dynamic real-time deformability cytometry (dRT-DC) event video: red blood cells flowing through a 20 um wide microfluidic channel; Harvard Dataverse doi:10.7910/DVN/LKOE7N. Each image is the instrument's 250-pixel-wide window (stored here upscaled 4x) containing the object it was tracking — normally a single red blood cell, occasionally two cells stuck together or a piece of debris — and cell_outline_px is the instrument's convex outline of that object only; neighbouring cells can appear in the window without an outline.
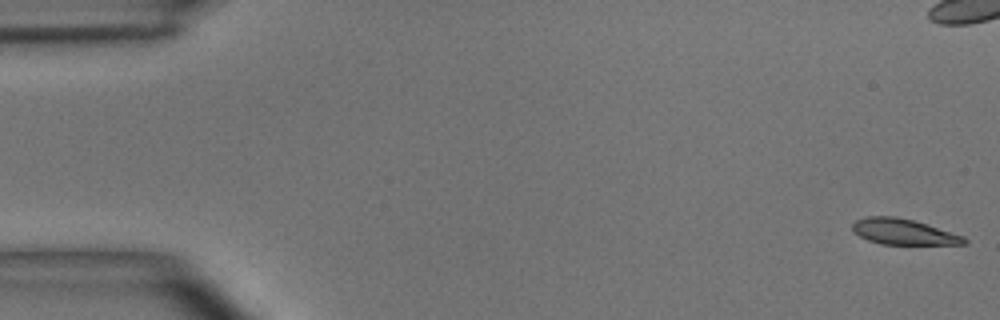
{"species": "common noctule bat (a hibernating species)", "species_latin": "Nyctalus noctula", "temperature_condition": "room temperature", "stored_images_in_passage": 51, "camera_frame_rate_fps": 3000, "um_per_image_px": 0.085, "animal": {"sex": "male", "body_mass_g": 15.6}, "frame": {"image": 1, "passage_image": 1, "time_ms": 0.0, "image_size_px": [1000, 320], "cell_outline_px": [[968, 244], [880, 244], [868, 240], [860, 236], [852, 228], [852, 224], [856, 220], [868, 216], [896, 216], [928, 224], [964, 236], [968, 240]], "centroid_in_image_um": [76.82, 19.7], "position_along_channel_um": 8.2, "area_um2": 16.7}}
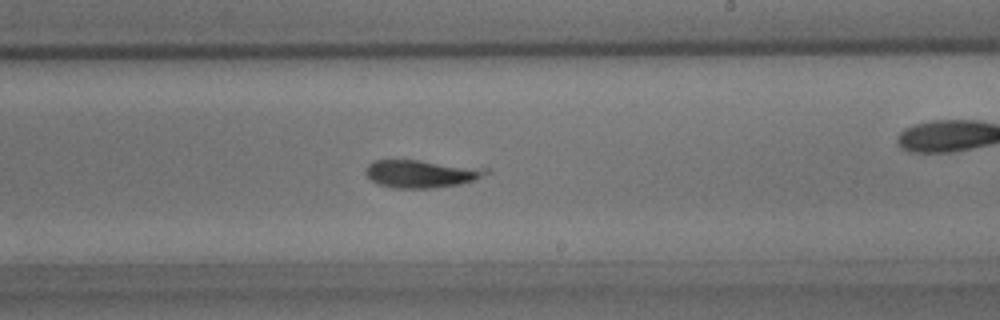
{"frame": {"image": 2, "passage_image": 30, "time_ms": 9.667, "image_size_px": [1000, 320], "cell_outline_px": [[492, 172], [472, 180], [460, 184], [432, 188], [392, 188], [380, 184], [372, 180], [364, 172], [368, 164], [376, 160], [420, 160], [488, 168]], "centroid_in_image_um": [35.82, 14.76], "position_along_channel_um": 253.2, "area_um2": 19.42}}